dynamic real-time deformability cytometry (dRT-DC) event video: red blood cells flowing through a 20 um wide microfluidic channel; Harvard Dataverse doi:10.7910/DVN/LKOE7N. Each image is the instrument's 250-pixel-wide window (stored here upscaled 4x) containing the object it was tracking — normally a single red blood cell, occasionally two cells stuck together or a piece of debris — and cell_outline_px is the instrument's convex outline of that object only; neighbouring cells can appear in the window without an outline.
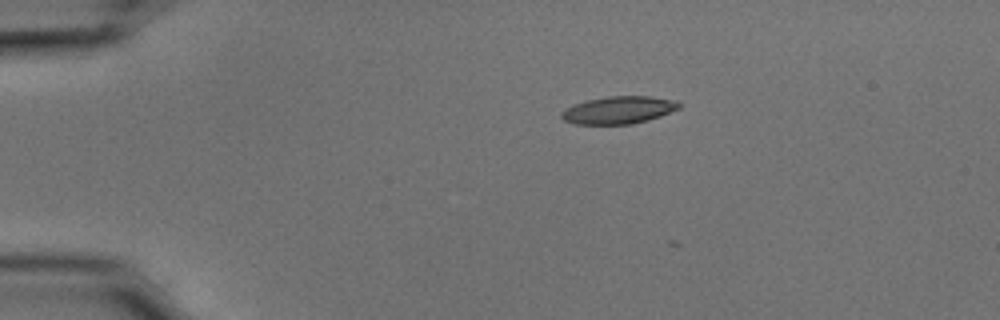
{"species": "common noctule bat (a hibernating species)", "species_latin": "Nyctalus noctula", "temperature_condition": "cold", "stored_images_in_passage": 2, "camera_frame_rate_fps": 3000, "um_per_image_px": 0.085, "animal": {"sex": "male", "body_mass_g": 15.6}, "frame": {"image": 1, "passage_image": 1, "time_ms": 0.0, "image_size_px": [1000, 320], "cell_outline_px": [[680, 108], [660, 116], [648, 120], [632, 124], [576, 124], [564, 120], [560, 116], [560, 112], [564, 108], [588, 100], [608, 96], [648, 96], [676, 100], [680, 104]], "centroid_in_image_um": [52.58, 9.35], "position_along_channel_um": 32.4, "area_um2": 18.79}}